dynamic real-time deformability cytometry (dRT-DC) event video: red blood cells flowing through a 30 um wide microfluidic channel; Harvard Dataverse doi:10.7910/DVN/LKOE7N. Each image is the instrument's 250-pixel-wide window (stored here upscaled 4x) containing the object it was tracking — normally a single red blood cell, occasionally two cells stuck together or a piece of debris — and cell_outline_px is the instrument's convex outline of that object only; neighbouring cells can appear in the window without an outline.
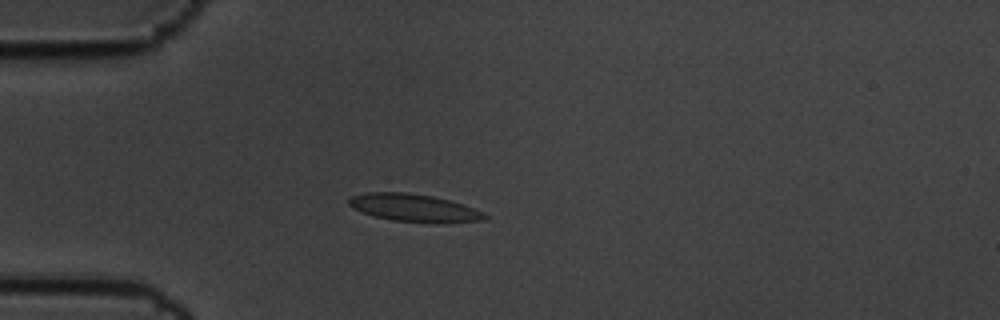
{"species": "common noctule bat (a hibernating species)", "species_latin": "Nyctalus noctula", "temperature_condition": "cold", "stored_images_in_passage": 5, "camera_frame_rate_fps": 3000, "um_per_image_px": 0.085, "animal": {"sex": "male", "body_mass_g": 19.5, "forearm_length_mm": 54.6}, "frame": {"image": 1, "passage_image": 3, "time_ms": 0.667, "image_size_px": [1000, 320], "cell_outline_px": [[488, 216], [484, 220], [444, 224], [432, 224], [392, 220], [360, 212], [352, 208], [348, 204], [348, 200], [352, 196], [364, 192], [408, 192], [432, 196], [448, 200], [484, 212]], "centroid_in_image_um": [35.19, 17.69], "position_along_channel_um": 49.8, "area_um2": 22.2}}
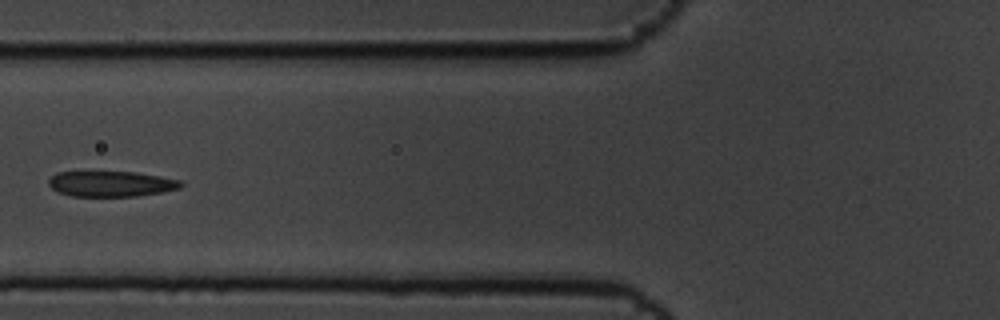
{"frame": {"image": 2, "passage_image": 5, "time_ms": 1.333, "image_size_px": [1000, 320], "cell_outline_px": [[184, 184], [180, 188], [164, 192], [136, 196], [72, 196], [56, 192], [48, 184], [48, 180], [56, 172], [136, 172], [160, 176], [180, 180]], "centroid_in_image_um": [9.45, 15.63], "position_along_channel_um": 116.4, "area_um2": 19.77}}